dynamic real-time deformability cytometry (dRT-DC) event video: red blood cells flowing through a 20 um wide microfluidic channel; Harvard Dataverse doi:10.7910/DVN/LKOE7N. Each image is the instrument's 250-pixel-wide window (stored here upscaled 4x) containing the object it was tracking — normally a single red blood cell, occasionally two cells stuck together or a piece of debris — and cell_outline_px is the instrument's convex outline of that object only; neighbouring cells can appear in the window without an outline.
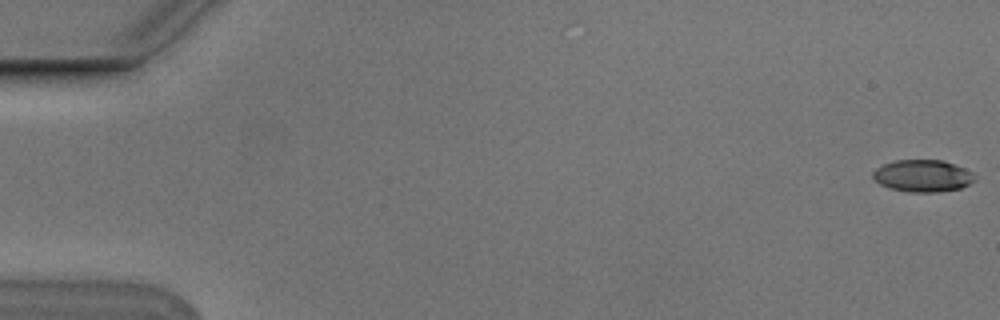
{"species": "Egyptian fruit bat (a non-hibernating species)", "species_latin": "Rousettus aegyptiacus", "temperature_condition": "cold", "stored_images_in_passage": 17, "camera_frame_rate_fps": 3000, "um_per_image_px": 0.085, "animal": {"sex": "male"}, "frame": {"image": 1, "passage_image": 1, "time_ms": 0.0, "image_size_px": [1000, 320], "cell_outline_px": [[976, 176], [968, 184], [960, 188], [936, 192], [908, 192], [888, 188], [880, 184], [872, 176], [872, 172], [876, 168], [884, 164], [896, 160], [944, 160], [956, 164], [972, 172]], "centroid_in_image_um": [78.41, 14.94], "position_along_channel_um": 6.6, "area_um2": 19.02}}
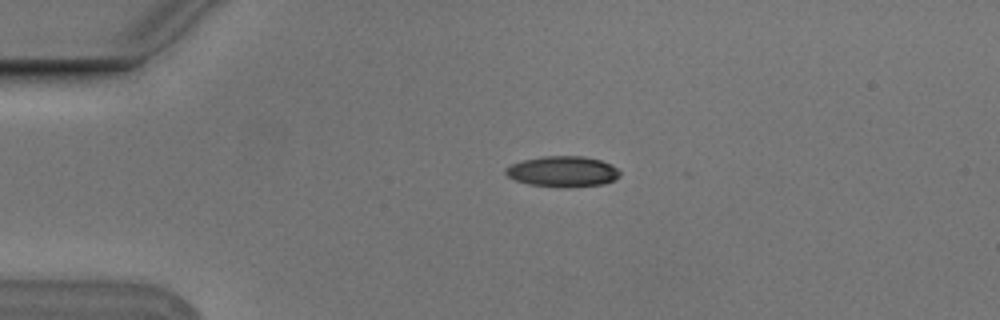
{"frame": {"image": 2, "passage_image": 13, "time_ms": 4.0, "image_size_px": [1000, 320], "cell_outline_px": [[620, 176], [604, 184], [568, 188], [564, 188], [528, 184], [516, 180], [508, 176], [504, 172], [504, 168], [512, 164], [524, 160], [540, 156], [584, 156], [600, 160], [612, 164], [620, 172]], "centroid_in_image_um": [47.83, 14.58], "position_along_channel_um": 37.2, "area_um2": 20.58}}